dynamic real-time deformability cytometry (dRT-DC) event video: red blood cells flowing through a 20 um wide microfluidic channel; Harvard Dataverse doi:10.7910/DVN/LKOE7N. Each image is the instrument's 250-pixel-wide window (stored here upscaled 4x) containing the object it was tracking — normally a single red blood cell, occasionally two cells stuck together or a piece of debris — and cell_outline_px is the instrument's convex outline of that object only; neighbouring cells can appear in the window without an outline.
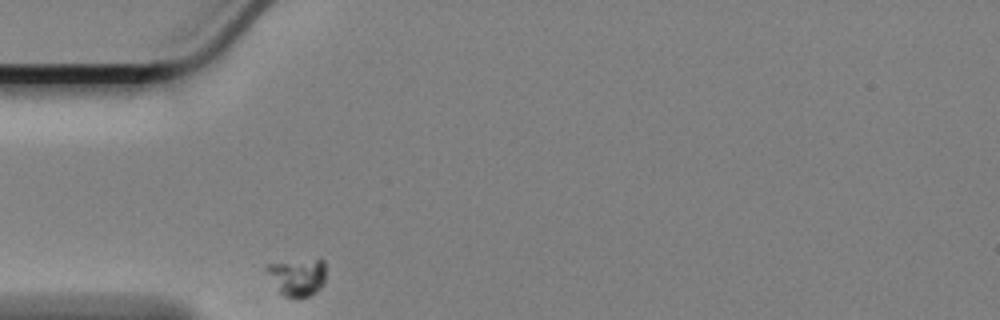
{"species": "Egyptian fruit bat (a non-hibernating species)", "species_latin": "Rousettus aegyptiacus", "temperature_condition": "cold", "stored_images_in_passage": 3, "camera_frame_rate_fps": 3000, "um_per_image_px": 0.085, "animal": {"sex": "female"}, "frame": {"image": 1, "passage_image": 1, "time_ms": 0.0, "image_size_px": [1000, 320], "cell_outline_px": [[324, 284], [316, 292], [308, 296], [284, 296], [276, 292], [264, 268], [264, 264], [320, 256], [324, 260]], "centroid_in_image_um": [25.24, 23.48], "position_along_channel_um": 59.8, "area_um2": 13.58}}